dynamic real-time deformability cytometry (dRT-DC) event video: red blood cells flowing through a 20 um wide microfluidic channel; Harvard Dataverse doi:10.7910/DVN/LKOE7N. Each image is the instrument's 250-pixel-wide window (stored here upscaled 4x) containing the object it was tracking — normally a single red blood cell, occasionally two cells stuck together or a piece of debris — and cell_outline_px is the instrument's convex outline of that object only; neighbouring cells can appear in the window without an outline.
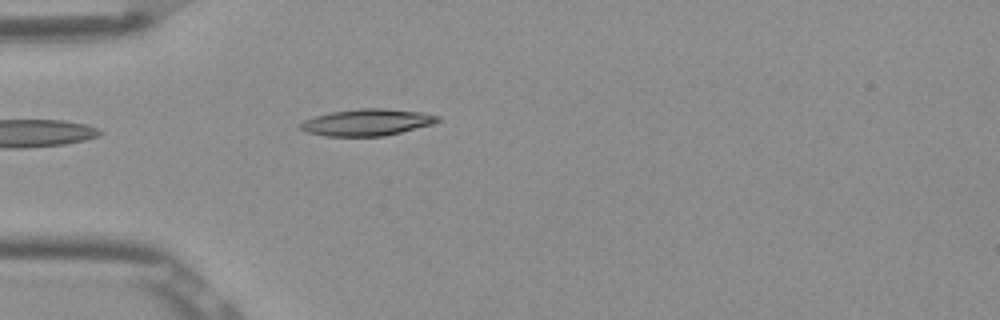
{"species": "Egyptian fruit bat (a non-hibernating species)", "species_latin": "Rousettus aegyptiacus", "temperature_condition": "room temperature", "stored_images_in_passage": 5, "camera_frame_rate_fps": 3000, "um_per_image_px": 0.085, "frame": {"image": 1, "passage_image": 5, "time_ms": 1.333, "image_size_px": [1000, 320], "cell_outline_px": [[440, 120], [432, 124], [384, 136], [324, 136], [308, 132], [300, 128], [300, 124], [304, 120], [316, 116], [332, 112], [360, 108], [384, 108], [424, 112], [440, 116]], "centroid_in_image_um": [31.22, 10.39], "position_along_channel_um": 53.8, "area_um2": 21.21}}